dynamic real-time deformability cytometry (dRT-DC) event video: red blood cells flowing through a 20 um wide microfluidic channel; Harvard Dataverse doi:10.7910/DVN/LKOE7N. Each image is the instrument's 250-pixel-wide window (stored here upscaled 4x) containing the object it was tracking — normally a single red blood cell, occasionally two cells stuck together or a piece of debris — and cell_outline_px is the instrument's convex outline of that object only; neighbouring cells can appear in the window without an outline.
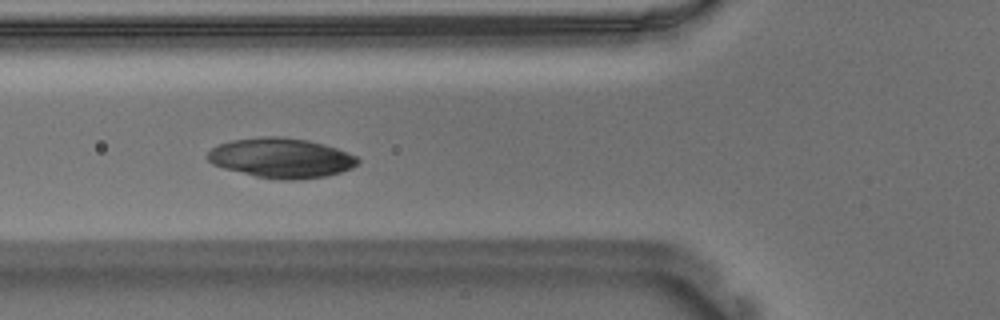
{"species": "Egyptian fruit bat (a non-hibernating species)", "species_latin": "Rousettus aegyptiacus", "temperature_condition": "warm", "stored_images_in_passage": 38, "camera_frame_rate_fps": 3000, "um_per_image_px": 0.085, "animal": {"sex": "male"}, "frame": {"image": 1, "passage_image": 3, "time_ms": 0.667, "image_size_px": [1000, 320], "cell_outline_px": [[360, 160], [352, 168], [340, 172], [324, 176], [292, 180], [284, 180], [256, 176], [224, 168], [212, 164], [208, 160], [208, 152], [212, 148], [220, 144], [232, 140], [264, 136], [280, 136], [308, 140], [324, 144], [336, 148], [356, 156]], "centroid_in_image_um": [23.9, 13.42], "position_along_channel_um": 101.9, "area_um2": 34.51}}
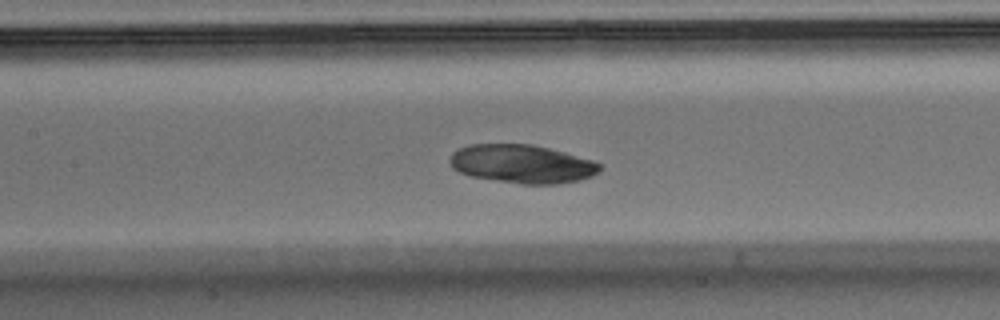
{"frame": {"image": 2, "passage_image": 8, "time_ms": 2.333, "image_size_px": [1000, 320], "cell_outline_px": [[600, 172], [592, 176], [580, 180], [556, 184], [520, 184], [472, 176], [460, 172], [452, 168], [448, 160], [452, 152], [456, 148], [468, 144], [532, 144], [564, 152], [592, 160], [600, 164]], "centroid_in_image_um": [44.34, 13.93], "position_along_channel_um": 163.1, "area_um2": 33.76}}
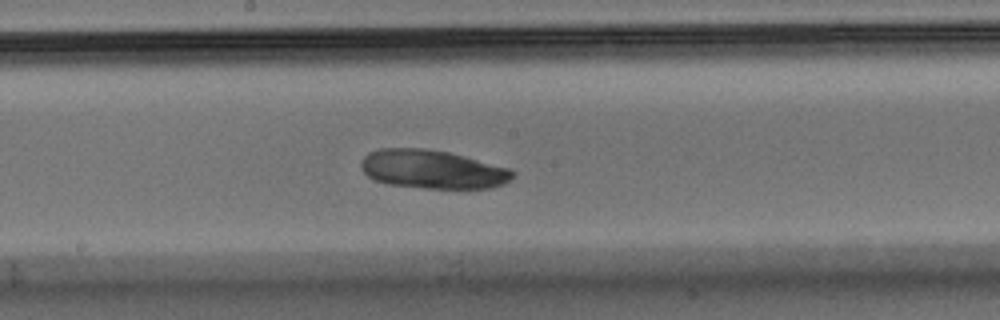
{"frame": {"image": 3, "passage_image": 12, "time_ms": 3.667, "image_size_px": [1000, 320], "cell_outline_px": [[516, 172], [504, 184], [488, 188], [428, 188], [388, 184], [376, 180], [368, 176], [360, 168], [360, 160], [368, 152], [380, 148], [424, 148], [448, 152], [464, 156], [508, 168]], "centroid_in_image_um": [36.71, 14.38], "position_along_channel_um": 211.5, "area_um2": 33.99}}